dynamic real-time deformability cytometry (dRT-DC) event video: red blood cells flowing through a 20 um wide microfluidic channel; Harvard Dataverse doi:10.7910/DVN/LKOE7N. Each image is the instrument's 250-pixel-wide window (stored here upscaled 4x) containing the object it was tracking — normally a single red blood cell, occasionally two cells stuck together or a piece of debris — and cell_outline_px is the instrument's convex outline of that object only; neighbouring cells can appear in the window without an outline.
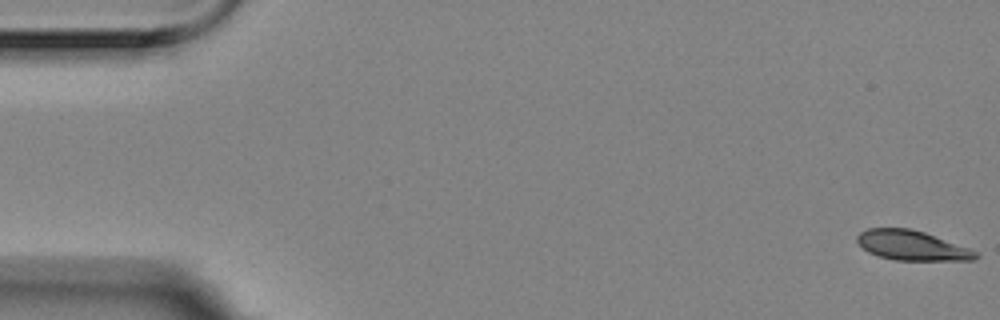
{"species": "Egyptian fruit bat (a non-hibernating species)", "species_latin": "Rousettus aegyptiacus", "temperature_condition": "room temperature", "stored_images_in_passage": 5, "camera_frame_rate_fps": 3000, "um_per_image_px": 0.085, "animal": {"sex": "female"}, "frame": {"image": 1, "passage_image": 1, "time_ms": 0.0, "image_size_px": [1000, 320], "cell_outline_px": [[980, 256], [976, 260], [896, 260], [880, 256], [868, 252], [856, 240], [856, 236], [860, 232], [868, 228], [912, 228], [924, 232], [968, 248], [976, 252]], "centroid_in_image_um": [77.5, 20.86], "position_along_channel_um": 7.5, "area_um2": 20.35}}
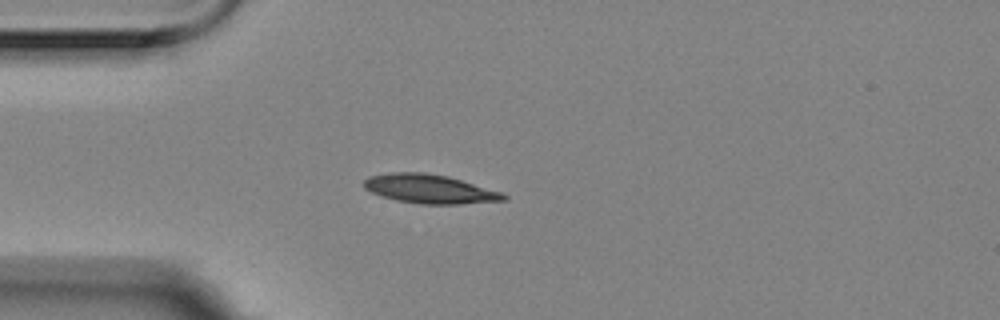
{"frame": {"image": 2, "passage_image": 5, "time_ms": 1.333, "image_size_px": [1000, 320], "cell_outline_px": [[508, 200], [460, 204], [420, 204], [396, 200], [372, 192], [364, 188], [364, 180], [368, 176], [388, 172], [424, 172], [448, 176], [504, 192], [508, 196]], "centroid_in_image_um": [36.57, 16.05], "position_along_channel_um": 48.4, "area_um2": 23.76}}